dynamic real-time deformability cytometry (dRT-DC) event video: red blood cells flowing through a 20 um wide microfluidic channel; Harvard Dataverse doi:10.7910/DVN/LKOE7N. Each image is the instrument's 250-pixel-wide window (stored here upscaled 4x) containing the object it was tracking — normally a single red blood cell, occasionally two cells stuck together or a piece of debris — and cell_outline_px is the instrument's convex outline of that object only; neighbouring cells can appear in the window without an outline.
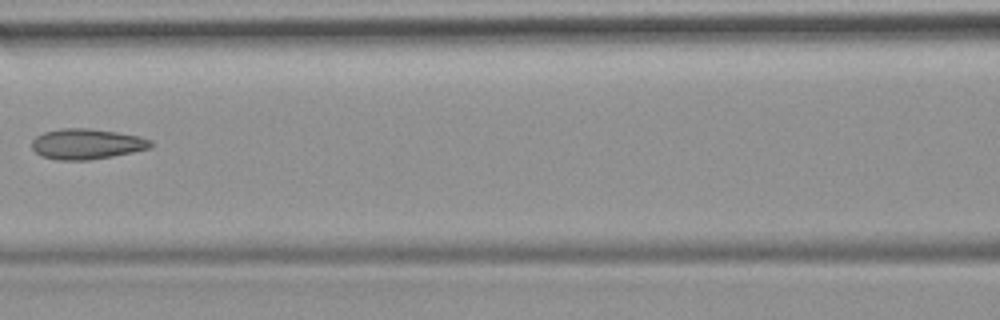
{"species": "common noctule bat (a hibernating species)", "species_latin": "Nyctalus noctula", "temperature_condition": "room temperature", "stored_images_in_passage": 7, "camera_frame_rate_fps": 3000, "um_per_image_px": 0.085, "animal": {"sex": "female", "body_mass_g": 19.9}, "frame": {"image": 1, "passage_image": 6, "time_ms": 6.667, "image_size_px": [1000, 320], "cell_outline_px": [[152, 148], [112, 156], [88, 160], [56, 160], [40, 156], [32, 148], [32, 140], [36, 136], [44, 132], [60, 128], [88, 128], [116, 132], [140, 136], [152, 140]], "centroid_in_image_um": [7.36, 12.24], "position_along_channel_um": 159.2, "area_um2": 21.21}}
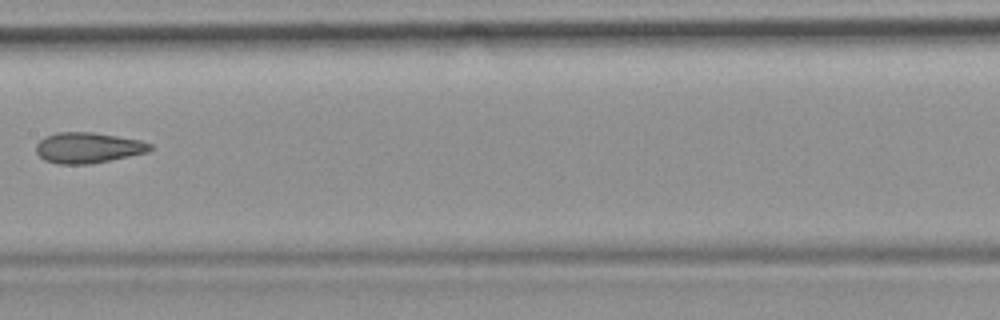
{"frame": {"image": 2, "passage_image": 7, "time_ms": 7.667, "image_size_px": [1000, 320], "cell_outline_px": [[152, 148], [148, 152], [92, 164], [56, 164], [44, 160], [36, 152], [36, 144], [44, 136], [56, 132], [92, 132], [140, 140], [152, 144]], "centroid_in_image_um": [7.45, 12.56], "position_along_channel_um": 199.9, "area_um2": 20.46}}